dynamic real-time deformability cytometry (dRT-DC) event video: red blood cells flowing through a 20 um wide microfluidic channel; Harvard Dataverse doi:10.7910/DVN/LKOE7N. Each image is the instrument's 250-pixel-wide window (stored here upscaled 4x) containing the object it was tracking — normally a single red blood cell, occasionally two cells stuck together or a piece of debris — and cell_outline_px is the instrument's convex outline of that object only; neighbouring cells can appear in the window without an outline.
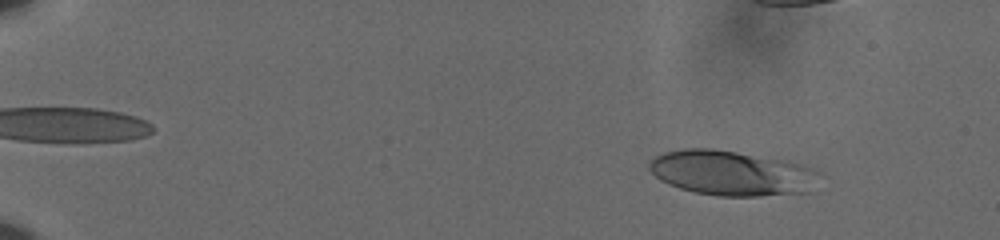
{"species": "human", "species_latin": "Homo sapiens", "temperature_condition": "cold", "stored_images_in_passage": 52, "camera_frame_rate_fps": 3000, "um_per_image_px": 0.085, "donor": {"sex": "male"}, "frame": {"image": 1, "passage_image": 7, "time_ms": 2.0, "image_size_px": [1000, 240], "cell_outline_px": [[820, 172], [808, 192], [760, 196], [720, 196], [696, 192], [680, 188], [668, 184], [660, 180], [648, 168], [648, 164], [656, 156], [664, 152], [684, 148], [712, 148], [784, 160], [800, 164]], "centroid_in_image_um": [62.14, 14.71], "position_along_channel_um": 22.9, "area_um2": 44.16}}
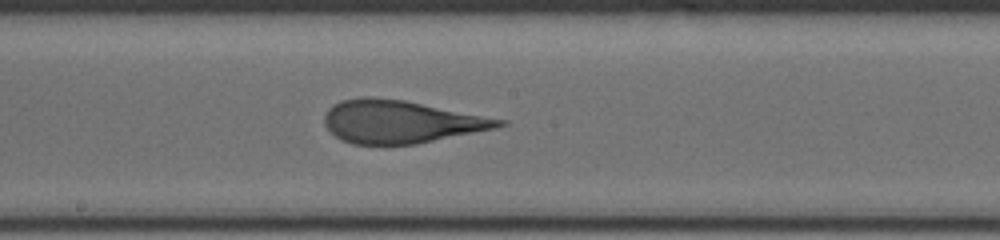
{"frame": {"image": 2, "passage_image": 34, "time_ms": 11.0, "image_size_px": [1000, 240], "cell_outline_px": [[508, 124], [496, 128], [416, 144], [352, 144], [340, 140], [324, 124], [324, 116], [328, 108], [340, 100], [360, 96], [372, 96], [404, 100], [508, 120]], "centroid_in_image_um": [34.05, 10.33], "position_along_channel_um": 214.1, "area_um2": 43.64}}
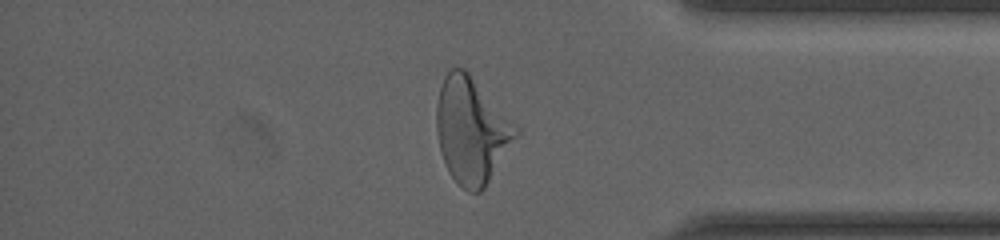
{"frame": {"image": 3, "passage_image": 50, "time_ms": 16.333, "image_size_px": [1000, 240], "cell_outline_px": [[520, 132], [484, 188], [480, 192], [468, 192], [456, 184], [448, 172], [440, 148], [436, 128], [436, 108], [440, 88], [444, 76], [452, 68], [464, 68], [468, 72], [520, 128]], "centroid_in_image_um": [40.08, 11.1], "position_along_channel_um": 395.1, "area_um2": 48.73}}